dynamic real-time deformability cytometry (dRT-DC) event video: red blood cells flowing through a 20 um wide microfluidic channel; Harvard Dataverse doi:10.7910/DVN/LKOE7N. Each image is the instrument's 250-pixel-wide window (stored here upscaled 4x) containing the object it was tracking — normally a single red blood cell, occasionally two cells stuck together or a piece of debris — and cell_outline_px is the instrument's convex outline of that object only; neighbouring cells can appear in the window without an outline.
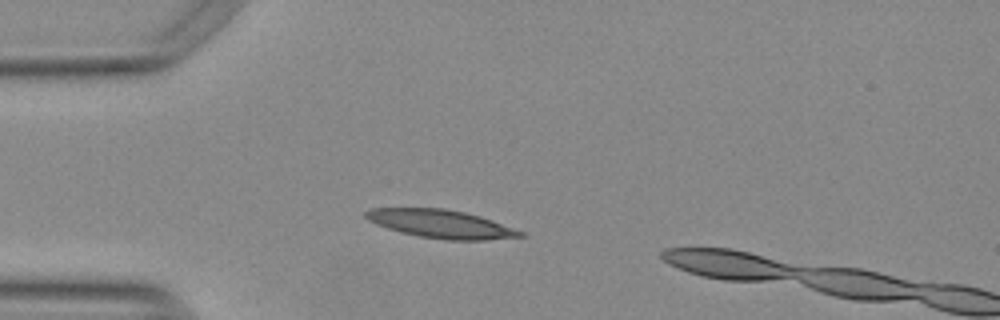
{"species": "Egyptian fruit bat (a non-hibernating species)", "species_latin": "Rousettus aegyptiacus", "temperature_condition": "warm", "stored_images_in_passage": 35, "camera_frame_rate_fps": 3000, "um_per_image_px": 0.085, "animal": {"sex": "female"}, "frame": {"image": 1, "passage_image": 1, "time_ms": 0.0, "image_size_px": [1000, 320], "cell_outline_px": [[524, 236], [484, 240], [448, 240], [420, 236], [400, 232], [376, 224], [368, 220], [364, 216], [364, 212], [368, 208], [444, 208], [464, 212], [480, 216], [492, 220], [524, 232]], "centroid_in_image_um": [37.44, 19.02], "position_along_channel_um": 47.6, "area_um2": 25.32}}
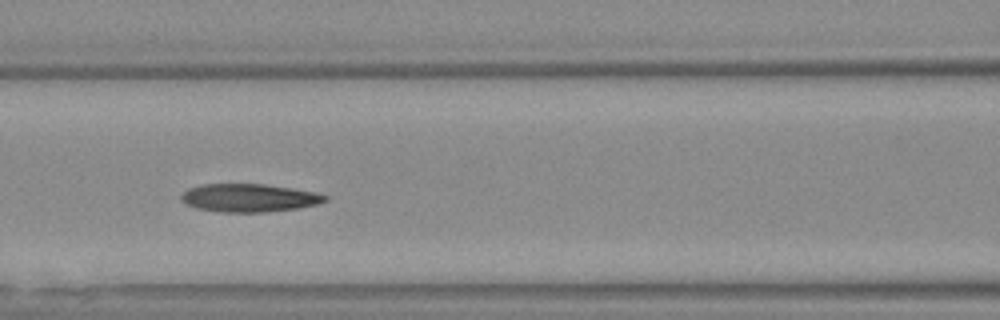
{"frame": {"image": 2, "passage_image": 10, "time_ms": 3.0, "image_size_px": [1000, 320], "cell_outline_px": [[328, 200], [316, 204], [296, 208], [268, 212], [220, 212], [196, 208], [184, 204], [180, 200], [180, 196], [188, 188], [200, 184], [264, 184], [292, 188], [316, 192], [328, 196]], "centroid_in_image_um": [21.13, 16.82], "position_along_channel_um": 145.5, "area_um2": 23.7}}
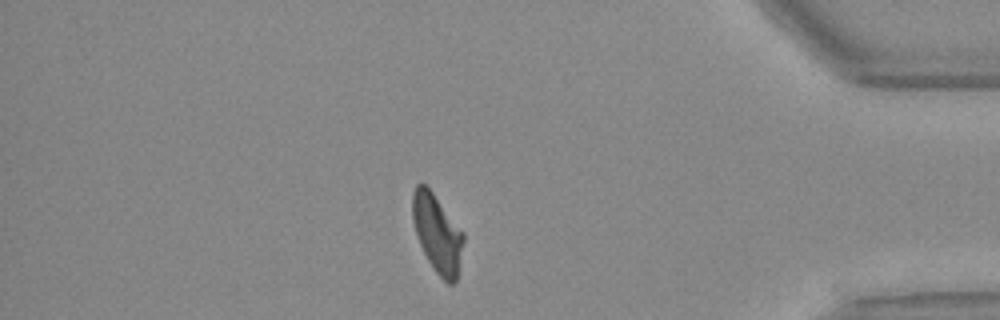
{"frame": {"image": 3, "passage_image": 33, "time_ms": 10.667, "image_size_px": [1000, 320], "cell_outline_px": [[464, 240], [456, 280], [452, 284], [448, 284], [436, 272], [428, 260], [420, 244], [412, 220], [412, 192], [416, 184], [424, 184], [432, 192], [464, 232]], "centroid_in_image_um": [37.16, 19.83], "position_along_channel_um": 398.0, "area_um2": 22.89}, "authors_computed_cell_mechanics": {"area_um2": 23.9292, "velocity_mm_per_s": 3.7675, "shape_relaxation_time_tau1_ms": 9.0254, "shape_relaxation_time_tau2_ms": 2.6231, "deformation_change_tau1": 0.2669, "deformation_change_tau2": 0.1076}}